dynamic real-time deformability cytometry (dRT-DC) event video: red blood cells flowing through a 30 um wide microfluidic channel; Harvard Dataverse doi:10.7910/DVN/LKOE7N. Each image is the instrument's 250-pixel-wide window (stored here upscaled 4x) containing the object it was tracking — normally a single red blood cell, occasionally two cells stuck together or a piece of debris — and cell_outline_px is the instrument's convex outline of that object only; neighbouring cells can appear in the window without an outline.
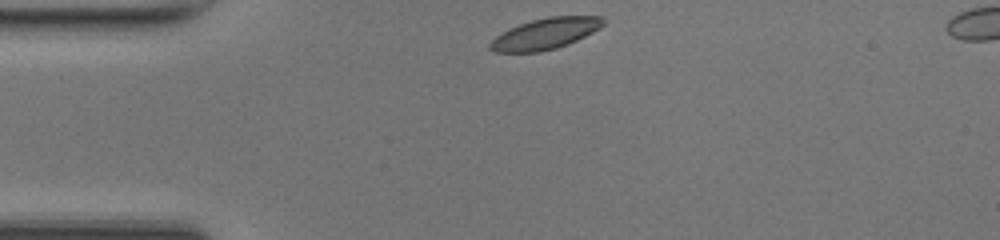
{"species": "common noctule bat (a hibernating species)", "species_latin": "Nyctalus noctula", "temperature_condition": "room temperature", "stored_images_in_passage": 31, "camera_frame_rate_fps": 3000, "um_per_image_px": 0.085, "animal": {"sex": "female", "body_mass_g": 17.0, "forearm_length_mm": 48.0}, "frame": {"image": 1, "passage_image": 1, "time_ms": 0.0, "image_size_px": [1000, 240], "cell_outline_px": [[604, 24], [600, 28], [568, 44], [556, 48], [540, 52], [496, 52], [488, 48], [488, 44], [496, 36], [508, 28], [532, 20], [548, 16], [604, 16]], "centroid_in_image_um": [46.33, 2.86], "position_along_channel_um": 38.7, "area_um2": 20.46}}
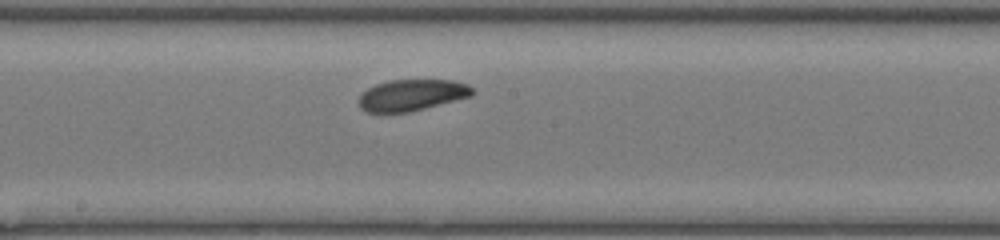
{"frame": {"image": 2, "passage_image": 16, "time_ms": 5.0, "image_size_px": [1000, 240], "cell_outline_px": [[476, 92], [472, 96], [408, 112], [368, 112], [360, 108], [356, 100], [368, 88], [376, 84], [388, 80], [452, 80], [468, 84]], "centroid_in_image_um": [35.0, 8.07], "position_along_channel_um": 213.2, "area_um2": 20.75}}
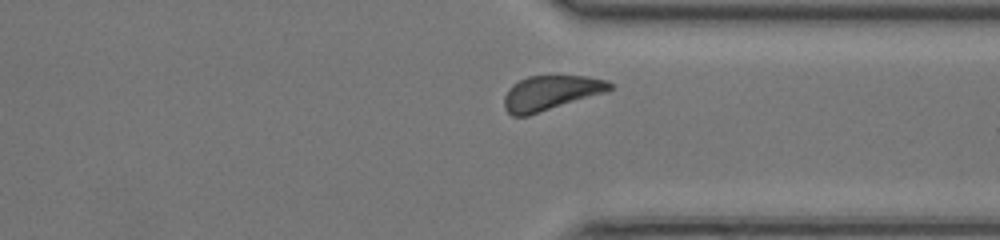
{"frame": {"image": 3, "passage_image": 27, "time_ms": 8.667, "image_size_px": [1000, 240], "cell_outline_px": [[616, 84], [612, 88], [604, 92], [528, 116], [512, 116], [504, 108], [504, 96], [508, 88], [512, 84], [528, 76], [588, 76], [608, 80]], "centroid_in_image_um": [46.8, 7.89], "position_along_channel_um": 364.6, "area_um2": 21.33}, "authors_computed_cell_mechanics": {"area_um2": 21.0392, "velocity_mm_per_s": 4.1298, "shape_relaxation_time_tau1_ms": 1.1165, "shape_relaxation_time_tau2_ms": null, "deformation_change_tau1": 0.0563, "deformation_change_tau2": null}}